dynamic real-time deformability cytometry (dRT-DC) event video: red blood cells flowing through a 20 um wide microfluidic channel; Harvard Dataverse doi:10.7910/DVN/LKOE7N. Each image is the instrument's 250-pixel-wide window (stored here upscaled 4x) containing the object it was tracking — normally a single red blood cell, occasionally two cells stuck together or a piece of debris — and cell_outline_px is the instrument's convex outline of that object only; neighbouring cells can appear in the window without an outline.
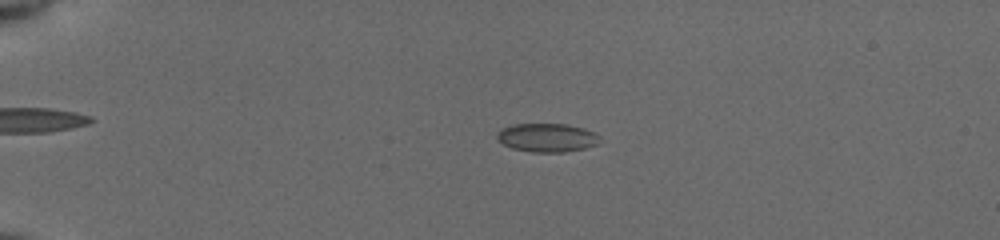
{"species": "common noctule bat (a hibernating species)", "species_latin": "Nyctalus noctula", "temperature_condition": "cold", "stored_images_in_passage": 54, "camera_frame_rate_fps": 3000, "um_per_image_px": 0.085, "animal": {"sex": "female", "body_mass_g": 19.5, "forearm_length_mm": 54.1}, "frame": {"image": 1, "passage_image": 14, "time_ms": 4.333, "image_size_px": [1000, 240], "cell_outline_px": [[600, 136], [596, 144], [584, 148], [564, 152], [532, 152], [512, 148], [496, 140], [496, 132], [512, 124], [568, 124], [584, 128]], "centroid_in_image_um": [46.45, 11.69], "position_along_channel_um": 38.5, "area_um2": 17.05}}
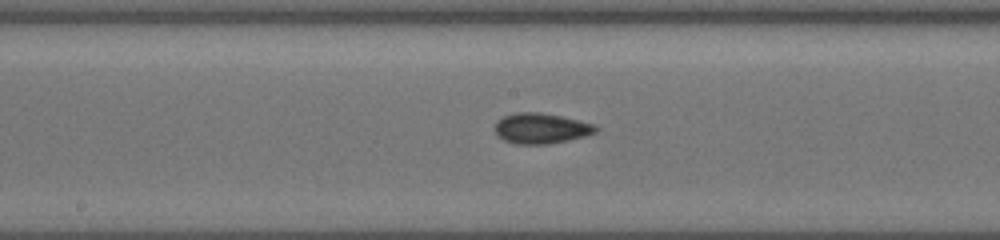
{"frame": {"image": 2, "passage_image": 31, "time_ms": 10.0, "image_size_px": [1000, 240], "cell_outline_px": [[600, 128], [596, 132], [584, 136], [568, 140], [548, 144], [516, 144], [504, 140], [496, 136], [496, 120], [504, 116], [516, 112], [540, 112], [560, 116], [596, 124]], "centroid_in_image_um": [45.99, 10.91], "position_along_channel_um": 202.2, "area_um2": 17.98}}
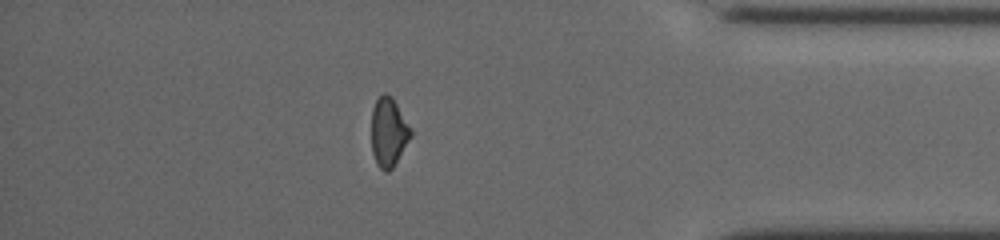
{"frame": {"image": 3, "passage_image": 48, "time_ms": 15.667, "image_size_px": [1000, 240], "cell_outline_px": [[412, 136], [392, 168], [388, 172], [384, 172], [376, 164], [372, 152], [372, 108], [376, 100], [384, 92], [392, 96], [412, 132]], "centroid_in_image_um": [33.01, 11.25], "position_along_channel_um": 402.2, "area_um2": 15.66}, "authors_computed_cell_mechanics": {"area_um2": 16.9932, "velocity_mm_per_s": 3.9465, "shape_relaxation_time_tau1_ms": 8.4075, "shape_relaxation_time_tau2_ms": 3.1855, "deformation_change_tau1": 0.1136, "deformation_change_tau2": 0.0852}}